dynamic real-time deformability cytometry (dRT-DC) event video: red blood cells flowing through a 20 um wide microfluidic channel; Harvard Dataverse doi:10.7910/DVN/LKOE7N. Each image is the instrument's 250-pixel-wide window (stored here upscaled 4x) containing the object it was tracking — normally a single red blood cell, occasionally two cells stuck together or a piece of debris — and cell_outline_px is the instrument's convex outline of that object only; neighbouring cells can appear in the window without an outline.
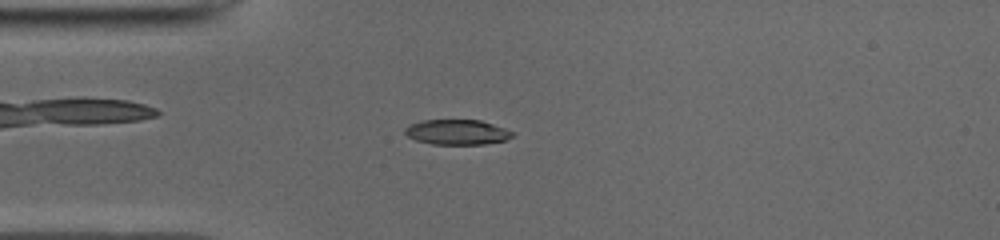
{"species": "common noctule bat (a hibernating species)", "species_latin": "Nyctalus noctula", "temperature_condition": "cold", "stored_images_in_passage": 42, "camera_frame_rate_fps": 3000, "um_per_image_px": 0.085, "animal": {"sex": "male", "body_mass_g": 19.0, "forearm_length_mm": 50.8}, "frame": {"image": 1, "passage_image": 5, "time_ms": 1.333, "image_size_px": [1000, 240], "cell_outline_px": [[512, 136], [504, 140], [484, 144], [432, 144], [416, 140], [408, 136], [404, 132], [404, 128], [420, 120], [480, 120], [504, 128], [512, 132]], "centroid_in_image_um": [38.81, 11.23], "position_along_channel_um": 46.2, "area_um2": 15.49}}
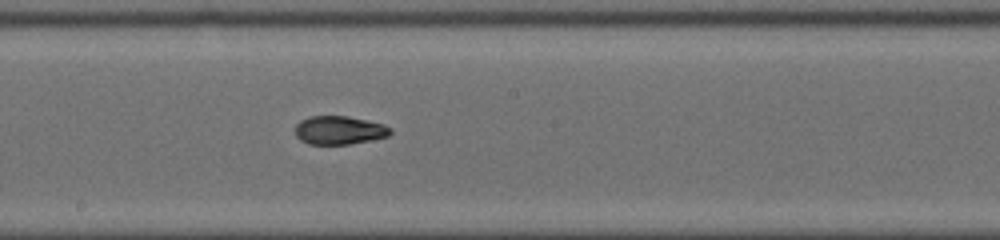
{"frame": {"image": 2, "passage_image": 19, "time_ms": 6.0, "image_size_px": [1000, 240], "cell_outline_px": [[392, 132], [388, 136], [348, 144], [308, 144], [300, 140], [296, 136], [296, 124], [300, 120], [308, 116], [348, 116], [368, 120], [384, 124], [392, 128]], "centroid_in_image_um": [28.83, 11.05], "position_along_channel_um": 219.4, "area_um2": 15.84}}
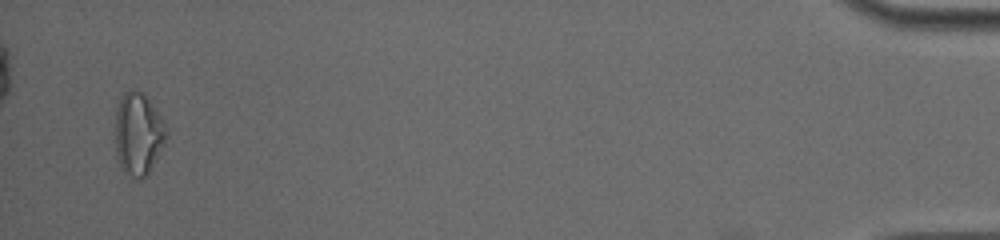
{"frame": {"image": 3, "passage_image": 41, "time_ms": 13.333, "image_size_px": [1000, 240], "cell_outline_px": [[168, 136], [148, 172], [140, 180], [124, 172], [120, 164], [116, 152], [116, 112], [120, 96], [124, 92], [136, 88], [144, 92], [156, 108], [168, 128]], "centroid_in_image_um": [11.77, 11.3], "position_along_channel_um": 423.4, "area_um2": 24.57}, "authors_computed_cell_mechanics": {"area_um2": 16.473, "velocity_mm_per_s": 3.9697, "shape_relaxation_time_tau1_ms": 3.5937, "shape_relaxation_time_tau2_ms": 2.5621, "deformation_change_tau1": 0.1512, "deformation_change_tau2": 0.0369}}